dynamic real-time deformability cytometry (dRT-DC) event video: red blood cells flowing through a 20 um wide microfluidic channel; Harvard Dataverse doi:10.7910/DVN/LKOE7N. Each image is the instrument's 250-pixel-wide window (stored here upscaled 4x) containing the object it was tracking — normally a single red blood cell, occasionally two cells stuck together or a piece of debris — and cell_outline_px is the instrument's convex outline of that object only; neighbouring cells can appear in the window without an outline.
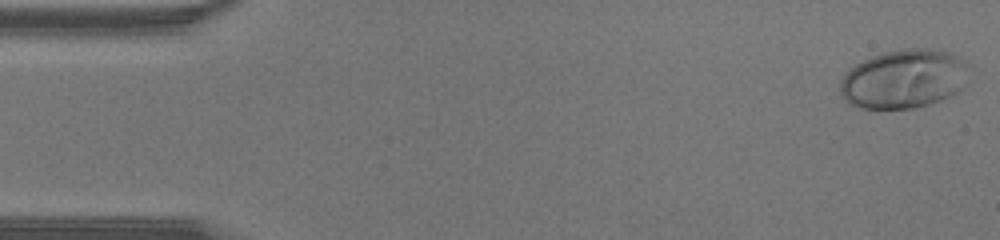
{"species": "human", "species_latin": "Homo sapiens", "temperature_condition": "warm", "stored_images_in_passage": 44, "camera_frame_rate_fps": 3000, "um_per_image_px": 0.085, "donor": {"sex": "male"}, "frame": {"image": 1, "passage_image": 1, "time_ms": 0.0, "image_size_px": [1000, 240], "cell_outline_px": [[968, 84], [964, 88], [940, 100], [916, 108], [860, 108], [852, 104], [840, 92], [840, 80], [856, 64], [872, 56], [884, 52], [916, 48], [928, 48], [948, 52], [960, 60], [964, 64]], "centroid_in_image_um": [76.83, 6.72], "position_along_channel_um": 8.2, "area_um2": 43.47}}
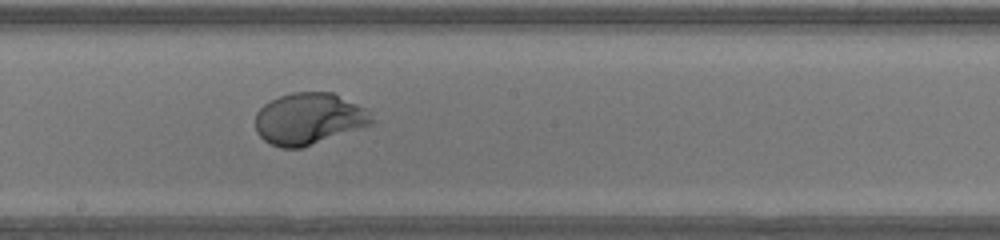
{"frame": {"image": 2, "passage_image": 24, "time_ms": 7.667, "image_size_px": [1000, 240], "cell_outline_px": [[372, 124], [300, 148], [280, 148], [264, 140], [256, 132], [256, 112], [264, 104], [280, 96], [292, 92], [332, 92], [368, 108], [372, 120]], "centroid_in_image_um": [26.25, 10.08], "position_along_channel_um": 222.0, "area_um2": 34.8}}
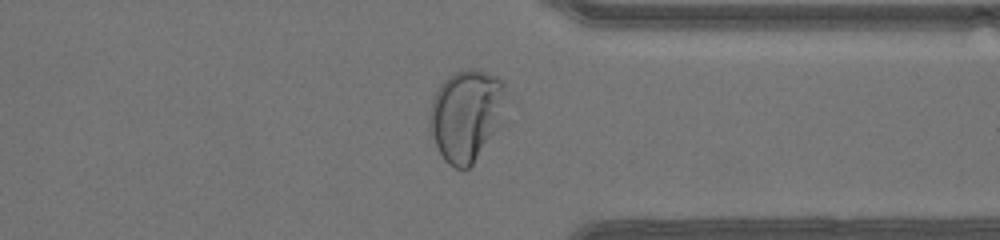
{"frame": {"image": 3, "passage_image": 34, "time_ms": 11.0, "image_size_px": [1000, 240], "cell_outline_px": [[508, 124], [472, 164], [468, 168], [456, 168], [448, 164], [444, 160], [432, 136], [428, 124], [428, 120], [432, 100], [440, 84], [448, 76], [456, 72], [468, 68], [476, 68], [488, 72], [504, 80], [508, 120]], "centroid_in_image_um": [39.75, 9.8], "position_along_channel_um": 371.7, "area_um2": 42.54}}